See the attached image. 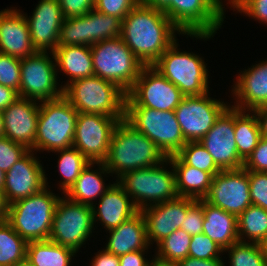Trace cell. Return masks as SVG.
<instances>
[{
  "label": "cell",
  "instance_id": "6da1fadb",
  "mask_svg": "<svg viewBox=\"0 0 267 266\" xmlns=\"http://www.w3.org/2000/svg\"><path fill=\"white\" fill-rule=\"evenodd\" d=\"M180 33L162 11L138 3L122 20L120 38L144 66H152Z\"/></svg>",
  "mask_w": 267,
  "mask_h": 266
},
{
  "label": "cell",
  "instance_id": "7a4b0ae2",
  "mask_svg": "<svg viewBox=\"0 0 267 266\" xmlns=\"http://www.w3.org/2000/svg\"><path fill=\"white\" fill-rule=\"evenodd\" d=\"M166 158L153 141L123 119L113 130L109 152L103 163L119 178L126 172L154 167Z\"/></svg>",
  "mask_w": 267,
  "mask_h": 266
},
{
  "label": "cell",
  "instance_id": "3957f363",
  "mask_svg": "<svg viewBox=\"0 0 267 266\" xmlns=\"http://www.w3.org/2000/svg\"><path fill=\"white\" fill-rule=\"evenodd\" d=\"M126 93L116 84L91 76L72 81L63 89V96L79 113L101 114L125 119Z\"/></svg>",
  "mask_w": 267,
  "mask_h": 266
},
{
  "label": "cell",
  "instance_id": "277c9868",
  "mask_svg": "<svg viewBox=\"0 0 267 266\" xmlns=\"http://www.w3.org/2000/svg\"><path fill=\"white\" fill-rule=\"evenodd\" d=\"M47 189L46 186L40 192L8 205L6 222L27 242L50 237L55 208L61 197Z\"/></svg>",
  "mask_w": 267,
  "mask_h": 266
},
{
  "label": "cell",
  "instance_id": "5b68a950",
  "mask_svg": "<svg viewBox=\"0 0 267 266\" xmlns=\"http://www.w3.org/2000/svg\"><path fill=\"white\" fill-rule=\"evenodd\" d=\"M32 151H57L73 146L78 111L64 97L41 101Z\"/></svg>",
  "mask_w": 267,
  "mask_h": 266
},
{
  "label": "cell",
  "instance_id": "8992f818",
  "mask_svg": "<svg viewBox=\"0 0 267 266\" xmlns=\"http://www.w3.org/2000/svg\"><path fill=\"white\" fill-rule=\"evenodd\" d=\"M164 162L166 159L154 167L126 172L117 178L116 182L128 194L139 211L179 197L173 165L169 171L164 168Z\"/></svg>",
  "mask_w": 267,
  "mask_h": 266
},
{
  "label": "cell",
  "instance_id": "52a82bcc",
  "mask_svg": "<svg viewBox=\"0 0 267 266\" xmlns=\"http://www.w3.org/2000/svg\"><path fill=\"white\" fill-rule=\"evenodd\" d=\"M90 48L94 75L116 84L127 94L144 65L120 37L98 42Z\"/></svg>",
  "mask_w": 267,
  "mask_h": 266
},
{
  "label": "cell",
  "instance_id": "ba28073f",
  "mask_svg": "<svg viewBox=\"0 0 267 266\" xmlns=\"http://www.w3.org/2000/svg\"><path fill=\"white\" fill-rule=\"evenodd\" d=\"M222 0H171L163 10L180 34L209 39L224 21Z\"/></svg>",
  "mask_w": 267,
  "mask_h": 266
},
{
  "label": "cell",
  "instance_id": "9c48e42d",
  "mask_svg": "<svg viewBox=\"0 0 267 266\" xmlns=\"http://www.w3.org/2000/svg\"><path fill=\"white\" fill-rule=\"evenodd\" d=\"M178 45L176 40L152 66L184 96L206 94L209 91L206 63L199 55L178 51Z\"/></svg>",
  "mask_w": 267,
  "mask_h": 266
},
{
  "label": "cell",
  "instance_id": "30bf717a",
  "mask_svg": "<svg viewBox=\"0 0 267 266\" xmlns=\"http://www.w3.org/2000/svg\"><path fill=\"white\" fill-rule=\"evenodd\" d=\"M125 120L153 141L166 157L175 155L187 143L174 111L125 106Z\"/></svg>",
  "mask_w": 267,
  "mask_h": 266
},
{
  "label": "cell",
  "instance_id": "8fae6325",
  "mask_svg": "<svg viewBox=\"0 0 267 266\" xmlns=\"http://www.w3.org/2000/svg\"><path fill=\"white\" fill-rule=\"evenodd\" d=\"M93 229L92 206L73 202L64 196L57 202L49 240L78 252Z\"/></svg>",
  "mask_w": 267,
  "mask_h": 266
},
{
  "label": "cell",
  "instance_id": "7c38bea8",
  "mask_svg": "<svg viewBox=\"0 0 267 266\" xmlns=\"http://www.w3.org/2000/svg\"><path fill=\"white\" fill-rule=\"evenodd\" d=\"M49 54L53 55L54 61ZM49 54L37 51L34 55L21 59L19 97L41 102L63 96L62 86L57 88L58 67L54 63L55 57L53 52Z\"/></svg>",
  "mask_w": 267,
  "mask_h": 266
},
{
  "label": "cell",
  "instance_id": "4fadbf2b",
  "mask_svg": "<svg viewBox=\"0 0 267 266\" xmlns=\"http://www.w3.org/2000/svg\"><path fill=\"white\" fill-rule=\"evenodd\" d=\"M184 95L153 66H143L126 95L125 106H140L160 111H174Z\"/></svg>",
  "mask_w": 267,
  "mask_h": 266
},
{
  "label": "cell",
  "instance_id": "5bb4252c",
  "mask_svg": "<svg viewBox=\"0 0 267 266\" xmlns=\"http://www.w3.org/2000/svg\"><path fill=\"white\" fill-rule=\"evenodd\" d=\"M122 21L93 9L89 13L74 18H64L61 25L58 46H92L104 40L121 36Z\"/></svg>",
  "mask_w": 267,
  "mask_h": 266
},
{
  "label": "cell",
  "instance_id": "9a60e30c",
  "mask_svg": "<svg viewBox=\"0 0 267 266\" xmlns=\"http://www.w3.org/2000/svg\"><path fill=\"white\" fill-rule=\"evenodd\" d=\"M228 106L208 97V92L199 96H184L174 112L185 141H200Z\"/></svg>",
  "mask_w": 267,
  "mask_h": 266
},
{
  "label": "cell",
  "instance_id": "2e32d148",
  "mask_svg": "<svg viewBox=\"0 0 267 266\" xmlns=\"http://www.w3.org/2000/svg\"><path fill=\"white\" fill-rule=\"evenodd\" d=\"M119 121L101 114L78 113L73 147L90 162H103L109 152L113 130Z\"/></svg>",
  "mask_w": 267,
  "mask_h": 266
},
{
  "label": "cell",
  "instance_id": "e0dca14e",
  "mask_svg": "<svg viewBox=\"0 0 267 266\" xmlns=\"http://www.w3.org/2000/svg\"><path fill=\"white\" fill-rule=\"evenodd\" d=\"M203 200L238 217L252 205L248 170H221L213 176Z\"/></svg>",
  "mask_w": 267,
  "mask_h": 266
},
{
  "label": "cell",
  "instance_id": "ac0fdd59",
  "mask_svg": "<svg viewBox=\"0 0 267 266\" xmlns=\"http://www.w3.org/2000/svg\"><path fill=\"white\" fill-rule=\"evenodd\" d=\"M199 143L208 151L221 170L243 168L244 161L240 158L234 129V107L228 106L217 118Z\"/></svg>",
  "mask_w": 267,
  "mask_h": 266
},
{
  "label": "cell",
  "instance_id": "d6986e66",
  "mask_svg": "<svg viewBox=\"0 0 267 266\" xmlns=\"http://www.w3.org/2000/svg\"><path fill=\"white\" fill-rule=\"evenodd\" d=\"M33 152L29 150L5 173L3 192L8 205L48 186L46 172Z\"/></svg>",
  "mask_w": 267,
  "mask_h": 266
},
{
  "label": "cell",
  "instance_id": "ffe728a7",
  "mask_svg": "<svg viewBox=\"0 0 267 266\" xmlns=\"http://www.w3.org/2000/svg\"><path fill=\"white\" fill-rule=\"evenodd\" d=\"M195 201L192 198L178 197L140 210L144 216L149 243L154 241L158 244L172 232L181 229L187 209Z\"/></svg>",
  "mask_w": 267,
  "mask_h": 266
},
{
  "label": "cell",
  "instance_id": "44dd1931",
  "mask_svg": "<svg viewBox=\"0 0 267 266\" xmlns=\"http://www.w3.org/2000/svg\"><path fill=\"white\" fill-rule=\"evenodd\" d=\"M64 18L58 0H41L30 18L25 15L31 42L37 51L53 52L57 48Z\"/></svg>",
  "mask_w": 267,
  "mask_h": 266
},
{
  "label": "cell",
  "instance_id": "7402d4cb",
  "mask_svg": "<svg viewBox=\"0 0 267 266\" xmlns=\"http://www.w3.org/2000/svg\"><path fill=\"white\" fill-rule=\"evenodd\" d=\"M36 102L39 101L19 97L2 111L4 136L29 150L35 145L37 132L40 103Z\"/></svg>",
  "mask_w": 267,
  "mask_h": 266
},
{
  "label": "cell",
  "instance_id": "603a6c76",
  "mask_svg": "<svg viewBox=\"0 0 267 266\" xmlns=\"http://www.w3.org/2000/svg\"><path fill=\"white\" fill-rule=\"evenodd\" d=\"M24 15L14 8L0 11V52L20 60L37 52Z\"/></svg>",
  "mask_w": 267,
  "mask_h": 266
},
{
  "label": "cell",
  "instance_id": "cb8c5ba5",
  "mask_svg": "<svg viewBox=\"0 0 267 266\" xmlns=\"http://www.w3.org/2000/svg\"><path fill=\"white\" fill-rule=\"evenodd\" d=\"M251 67L236 77L232 88V94L238 100L237 105L232 106L249 112L267 106V60Z\"/></svg>",
  "mask_w": 267,
  "mask_h": 266
},
{
  "label": "cell",
  "instance_id": "d4e9b609",
  "mask_svg": "<svg viewBox=\"0 0 267 266\" xmlns=\"http://www.w3.org/2000/svg\"><path fill=\"white\" fill-rule=\"evenodd\" d=\"M98 205L97 208L96 205L92 206L94 223L96 220L101 221L108 231L118 227L139 211L118 183L111 184L99 199Z\"/></svg>",
  "mask_w": 267,
  "mask_h": 266
},
{
  "label": "cell",
  "instance_id": "484cf974",
  "mask_svg": "<svg viewBox=\"0 0 267 266\" xmlns=\"http://www.w3.org/2000/svg\"><path fill=\"white\" fill-rule=\"evenodd\" d=\"M110 237L105 250L118 257L139 250H147L146 224L141 211L125 220L118 227L109 230Z\"/></svg>",
  "mask_w": 267,
  "mask_h": 266
},
{
  "label": "cell",
  "instance_id": "4316f807",
  "mask_svg": "<svg viewBox=\"0 0 267 266\" xmlns=\"http://www.w3.org/2000/svg\"><path fill=\"white\" fill-rule=\"evenodd\" d=\"M203 234L213 240L223 250L229 248L238 239L237 216L213 206L203 200Z\"/></svg>",
  "mask_w": 267,
  "mask_h": 266
},
{
  "label": "cell",
  "instance_id": "83f0119b",
  "mask_svg": "<svg viewBox=\"0 0 267 266\" xmlns=\"http://www.w3.org/2000/svg\"><path fill=\"white\" fill-rule=\"evenodd\" d=\"M166 165H173L176 190L179 197L200 200L208 193L213 176L209 172L186 165L176 154L166 158Z\"/></svg>",
  "mask_w": 267,
  "mask_h": 266
},
{
  "label": "cell",
  "instance_id": "f1b7e54d",
  "mask_svg": "<svg viewBox=\"0 0 267 266\" xmlns=\"http://www.w3.org/2000/svg\"><path fill=\"white\" fill-rule=\"evenodd\" d=\"M58 70L69 75L70 81L62 86L64 89L74 80L91 77L94 75L92 54L90 46L85 45H65L57 46L53 51Z\"/></svg>",
  "mask_w": 267,
  "mask_h": 266
},
{
  "label": "cell",
  "instance_id": "f546056e",
  "mask_svg": "<svg viewBox=\"0 0 267 266\" xmlns=\"http://www.w3.org/2000/svg\"><path fill=\"white\" fill-rule=\"evenodd\" d=\"M97 164L99 170H92V165ZM99 171V172H98ZM109 174L103 162H90L89 165L80 173L75 183L65 193L69 200L93 206L92 200L102 195L111 187V185L105 186L103 177L101 174Z\"/></svg>",
  "mask_w": 267,
  "mask_h": 266
},
{
  "label": "cell",
  "instance_id": "4dcf8cb0",
  "mask_svg": "<svg viewBox=\"0 0 267 266\" xmlns=\"http://www.w3.org/2000/svg\"><path fill=\"white\" fill-rule=\"evenodd\" d=\"M76 252L51 240L29 241L26 263L29 266H69Z\"/></svg>",
  "mask_w": 267,
  "mask_h": 266
},
{
  "label": "cell",
  "instance_id": "1f68e13d",
  "mask_svg": "<svg viewBox=\"0 0 267 266\" xmlns=\"http://www.w3.org/2000/svg\"><path fill=\"white\" fill-rule=\"evenodd\" d=\"M246 112L234 107L235 141L238 154L243 161L253 152L261 139L255 113Z\"/></svg>",
  "mask_w": 267,
  "mask_h": 266
},
{
  "label": "cell",
  "instance_id": "d6a6232c",
  "mask_svg": "<svg viewBox=\"0 0 267 266\" xmlns=\"http://www.w3.org/2000/svg\"><path fill=\"white\" fill-rule=\"evenodd\" d=\"M27 241L5 221L0 223V266L26 263Z\"/></svg>",
  "mask_w": 267,
  "mask_h": 266
},
{
  "label": "cell",
  "instance_id": "836d02e7",
  "mask_svg": "<svg viewBox=\"0 0 267 266\" xmlns=\"http://www.w3.org/2000/svg\"><path fill=\"white\" fill-rule=\"evenodd\" d=\"M237 221L239 241L246 242L247 237L250 243L261 244L267 235V210L250 205L237 217Z\"/></svg>",
  "mask_w": 267,
  "mask_h": 266
},
{
  "label": "cell",
  "instance_id": "e575fe53",
  "mask_svg": "<svg viewBox=\"0 0 267 266\" xmlns=\"http://www.w3.org/2000/svg\"><path fill=\"white\" fill-rule=\"evenodd\" d=\"M60 153L58 159V169L63 177L59 187L66 193L75 183L80 173L89 165L90 161L73 146L55 151Z\"/></svg>",
  "mask_w": 267,
  "mask_h": 266
},
{
  "label": "cell",
  "instance_id": "d590c367",
  "mask_svg": "<svg viewBox=\"0 0 267 266\" xmlns=\"http://www.w3.org/2000/svg\"><path fill=\"white\" fill-rule=\"evenodd\" d=\"M190 242L191 235L182 229H177L157 244L158 251L154 259L167 263H178L188 257Z\"/></svg>",
  "mask_w": 267,
  "mask_h": 266
},
{
  "label": "cell",
  "instance_id": "8d00e7d4",
  "mask_svg": "<svg viewBox=\"0 0 267 266\" xmlns=\"http://www.w3.org/2000/svg\"><path fill=\"white\" fill-rule=\"evenodd\" d=\"M226 251L231 266H267V256L260 244L238 241L224 250Z\"/></svg>",
  "mask_w": 267,
  "mask_h": 266
},
{
  "label": "cell",
  "instance_id": "74e56055",
  "mask_svg": "<svg viewBox=\"0 0 267 266\" xmlns=\"http://www.w3.org/2000/svg\"><path fill=\"white\" fill-rule=\"evenodd\" d=\"M176 155L186 164L191 167L209 172L212 176L219 173L221 169L216 165L212 156L199 143L187 142Z\"/></svg>",
  "mask_w": 267,
  "mask_h": 266
},
{
  "label": "cell",
  "instance_id": "f35d334b",
  "mask_svg": "<svg viewBox=\"0 0 267 266\" xmlns=\"http://www.w3.org/2000/svg\"><path fill=\"white\" fill-rule=\"evenodd\" d=\"M221 252L223 253L224 250L205 234L191 236L188 257L205 260L217 259L221 258Z\"/></svg>",
  "mask_w": 267,
  "mask_h": 266
},
{
  "label": "cell",
  "instance_id": "ab89813d",
  "mask_svg": "<svg viewBox=\"0 0 267 266\" xmlns=\"http://www.w3.org/2000/svg\"><path fill=\"white\" fill-rule=\"evenodd\" d=\"M21 60L0 52V84L19 92Z\"/></svg>",
  "mask_w": 267,
  "mask_h": 266
},
{
  "label": "cell",
  "instance_id": "60d3db41",
  "mask_svg": "<svg viewBox=\"0 0 267 266\" xmlns=\"http://www.w3.org/2000/svg\"><path fill=\"white\" fill-rule=\"evenodd\" d=\"M29 149L5 136L0 137V170L5 173L20 160Z\"/></svg>",
  "mask_w": 267,
  "mask_h": 266
},
{
  "label": "cell",
  "instance_id": "b9f144b4",
  "mask_svg": "<svg viewBox=\"0 0 267 266\" xmlns=\"http://www.w3.org/2000/svg\"><path fill=\"white\" fill-rule=\"evenodd\" d=\"M252 205L267 210V173L248 171Z\"/></svg>",
  "mask_w": 267,
  "mask_h": 266
},
{
  "label": "cell",
  "instance_id": "7bdbcfd3",
  "mask_svg": "<svg viewBox=\"0 0 267 266\" xmlns=\"http://www.w3.org/2000/svg\"><path fill=\"white\" fill-rule=\"evenodd\" d=\"M138 3L139 0H95L94 9L122 21Z\"/></svg>",
  "mask_w": 267,
  "mask_h": 266
},
{
  "label": "cell",
  "instance_id": "ee69618b",
  "mask_svg": "<svg viewBox=\"0 0 267 266\" xmlns=\"http://www.w3.org/2000/svg\"><path fill=\"white\" fill-rule=\"evenodd\" d=\"M203 199L196 200L188 209L181 229L191 236L203 233Z\"/></svg>",
  "mask_w": 267,
  "mask_h": 266
},
{
  "label": "cell",
  "instance_id": "f6af8a7d",
  "mask_svg": "<svg viewBox=\"0 0 267 266\" xmlns=\"http://www.w3.org/2000/svg\"><path fill=\"white\" fill-rule=\"evenodd\" d=\"M231 6L238 12L267 25V0H235Z\"/></svg>",
  "mask_w": 267,
  "mask_h": 266
},
{
  "label": "cell",
  "instance_id": "bcb514c9",
  "mask_svg": "<svg viewBox=\"0 0 267 266\" xmlns=\"http://www.w3.org/2000/svg\"><path fill=\"white\" fill-rule=\"evenodd\" d=\"M243 168L248 171L267 173V139H260L256 148L244 161Z\"/></svg>",
  "mask_w": 267,
  "mask_h": 266
},
{
  "label": "cell",
  "instance_id": "7dc6e473",
  "mask_svg": "<svg viewBox=\"0 0 267 266\" xmlns=\"http://www.w3.org/2000/svg\"><path fill=\"white\" fill-rule=\"evenodd\" d=\"M65 18L79 17L94 9L95 0H58Z\"/></svg>",
  "mask_w": 267,
  "mask_h": 266
},
{
  "label": "cell",
  "instance_id": "c3c4849f",
  "mask_svg": "<svg viewBox=\"0 0 267 266\" xmlns=\"http://www.w3.org/2000/svg\"><path fill=\"white\" fill-rule=\"evenodd\" d=\"M145 250L134 251L119 257V266H153V260H147L144 256Z\"/></svg>",
  "mask_w": 267,
  "mask_h": 266
},
{
  "label": "cell",
  "instance_id": "681fc988",
  "mask_svg": "<svg viewBox=\"0 0 267 266\" xmlns=\"http://www.w3.org/2000/svg\"><path fill=\"white\" fill-rule=\"evenodd\" d=\"M91 266H119V257L107 252L105 249L103 251H98V254L92 259Z\"/></svg>",
  "mask_w": 267,
  "mask_h": 266
},
{
  "label": "cell",
  "instance_id": "f907efd6",
  "mask_svg": "<svg viewBox=\"0 0 267 266\" xmlns=\"http://www.w3.org/2000/svg\"><path fill=\"white\" fill-rule=\"evenodd\" d=\"M179 266H225L221 258L217 259H197L193 257H186L177 263Z\"/></svg>",
  "mask_w": 267,
  "mask_h": 266
},
{
  "label": "cell",
  "instance_id": "816d5d0a",
  "mask_svg": "<svg viewBox=\"0 0 267 266\" xmlns=\"http://www.w3.org/2000/svg\"><path fill=\"white\" fill-rule=\"evenodd\" d=\"M17 98H19L17 91L0 84V111L5 110Z\"/></svg>",
  "mask_w": 267,
  "mask_h": 266
},
{
  "label": "cell",
  "instance_id": "f5cc1de1",
  "mask_svg": "<svg viewBox=\"0 0 267 266\" xmlns=\"http://www.w3.org/2000/svg\"><path fill=\"white\" fill-rule=\"evenodd\" d=\"M252 113L257 117L261 138L267 139V106L257 108Z\"/></svg>",
  "mask_w": 267,
  "mask_h": 266
},
{
  "label": "cell",
  "instance_id": "db71d44e",
  "mask_svg": "<svg viewBox=\"0 0 267 266\" xmlns=\"http://www.w3.org/2000/svg\"><path fill=\"white\" fill-rule=\"evenodd\" d=\"M139 2L146 6L163 11L171 3V0H139Z\"/></svg>",
  "mask_w": 267,
  "mask_h": 266
},
{
  "label": "cell",
  "instance_id": "11a10c76",
  "mask_svg": "<svg viewBox=\"0 0 267 266\" xmlns=\"http://www.w3.org/2000/svg\"><path fill=\"white\" fill-rule=\"evenodd\" d=\"M8 203L5 200L3 190H0V223L7 219Z\"/></svg>",
  "mask_w": 267,
  "mask_h": 266
},
{
  "label": "cell",
  "instance_id": "9f6ffc18",
  "mask_svg": "<svg viewBox=\"0 0 267 266\" xmlns=\"http://www.w3.org/2000/svg\"><path fill=\"white\" fill-rule=\"evenodd\" d=\"M153 266H179L177 263H167L154 259Z\"/></svg>",
  "mask_w": 267,
  "mask_h": 266
},
{
  "label": "cell",
  "instance_id": "6f0895ef",
  "mask_svg": "<svg viewBox=\"0 0 267 266\" xmlns=\"http://www.w3.org/2000/svg\"><path fill=\"white\" fill-rule=\"evenodd\" d=\"M4 136V122L2 111H0V137Z\"/></svg>",
  "mask_w": 267,
  "mask_h": 266
},
{
  "label": "cell",
  "instance_id": "680465c9",
  "mask_svg": "<svg viewBox=\"0 0 267 266\" xmlns=\"http://www.w3.org/2000/svg\"><path fill=\"white\" fill-rule=\"evenodd\" d=\"M4 182H5V172L0 170V190H3Z\"/></svg>",
  "mask_w": 267,
  "mask_h": 266
},
{
  "label": "cell",
  "instance_id": "91938a15",
  "mask_svg": "<svg viewBox=\"0 0 267 266\" xmlns=\"http://www.w3.org/2000/svg\"><path fill=\"white\" fill-rule=\"evenodd\" d=\"M261 248L263 249L264 254L267 256V235L264 240L260 244Z\"/></svg>",
  "mask_w": 267,
  "mask_h": 266
},
{
  "label": "cell",
  "instance_id": "94428289",
  "mask_svg": "<svg viewBox=\"0 0 267 266\" xmlns=\"http://www.w3.org/2000/svg\"><path fill=\"white\" fill-rule=\"evenodd\" d=\"M20 266H29L27 263H25V264H22V265H20Z\"/></svg>",
  "mask_w": 267,
  "mask_h": 266
}]
</instances>
